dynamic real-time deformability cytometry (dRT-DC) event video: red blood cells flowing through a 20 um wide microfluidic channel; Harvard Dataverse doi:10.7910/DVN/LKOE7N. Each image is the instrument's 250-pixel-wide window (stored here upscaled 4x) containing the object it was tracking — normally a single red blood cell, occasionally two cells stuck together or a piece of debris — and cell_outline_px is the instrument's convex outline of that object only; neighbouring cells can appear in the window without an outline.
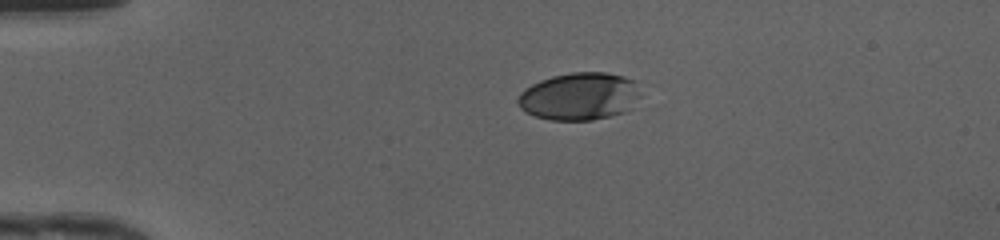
{"species": "human", "species_latin": "Homo sapiens", "temperature_condition": "cold", "stored_images_in_passage": 39, "camera_frame_rate_fps": 3000, "um_per_image_px": 0.085, "donor": {"sex": "female"}, "frame": {"image": 1, "passage_image": 1, "time_ms": 0.0, "image_size_px": [1000, 240], "cell_outline_px": [[640, 96], [632, 108], [624, 112], [592, 120], [552, 120], [536, 116], [520, 108], [516, 100], [520, 92], [524, 88], [540, 80], [552, 76], [572, 72], [608, 72], [624, 76], [636, 80], [640, 92]], "centroid_in_image_um": [49.28, 8.17], "position_along_channel_um": 35.7, "area_um2": 34.28}}
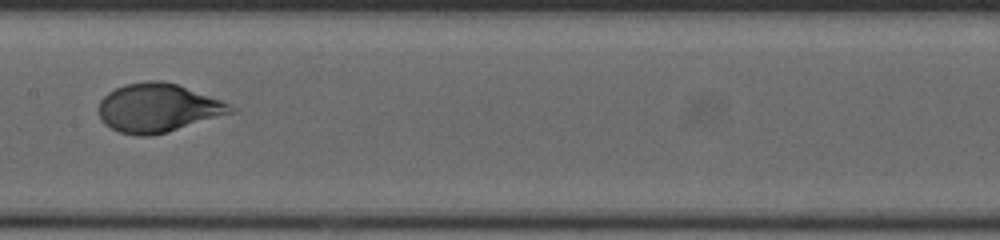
{"frame": {"image": 2, "passage_image": 16, "time_ms": 5.0, "image_size_px": [1000, 240], "cell_outline_px": [[236, 112], [168, 132], [148, 136], [136, 136], [120, 132], [104, 124], [96, 108], [100, 100], [108, 92], [124, 84], [148, 80], [160, 80], [176, 84], [232, 104], [236, 108]], "centroid_in_image_um": [13.42, 9.18], "position_along_channel_um": 194.0, "area_um2": 37.63}}
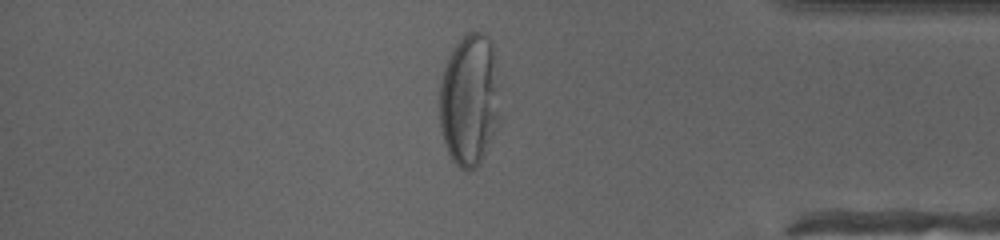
{"frame": {"image": 3, "passage_image": 32, "time_ms": 10.333, "image_size_px": [1000, 240], "cell_outline_px": [[496, 112], [492, 136], [480, 164], [476, 168], [468, 172], [460, 168], [452, 160], [448, 152], [440, 128], [440, 80], [448, 56], [456, 44], [468, 32], [484, 32], [488, 36], [492, 44], [496, 88]], "centroid_in_image_um": [39.83, 8.51], "position_along_channel_um": 395.4, "area_um2": 45.26}, "authors_computed_cell_mechanics": {"area_um2": 37.6278, "velocity_mm_per_s": 4.1921, "shape_relaxation_time_tau1_ms": 3.0676, "shape_relaxation_time_tau2_ms": null, "deformation_change_tau1": 0.1919, "deformation_change_tau2": null}}